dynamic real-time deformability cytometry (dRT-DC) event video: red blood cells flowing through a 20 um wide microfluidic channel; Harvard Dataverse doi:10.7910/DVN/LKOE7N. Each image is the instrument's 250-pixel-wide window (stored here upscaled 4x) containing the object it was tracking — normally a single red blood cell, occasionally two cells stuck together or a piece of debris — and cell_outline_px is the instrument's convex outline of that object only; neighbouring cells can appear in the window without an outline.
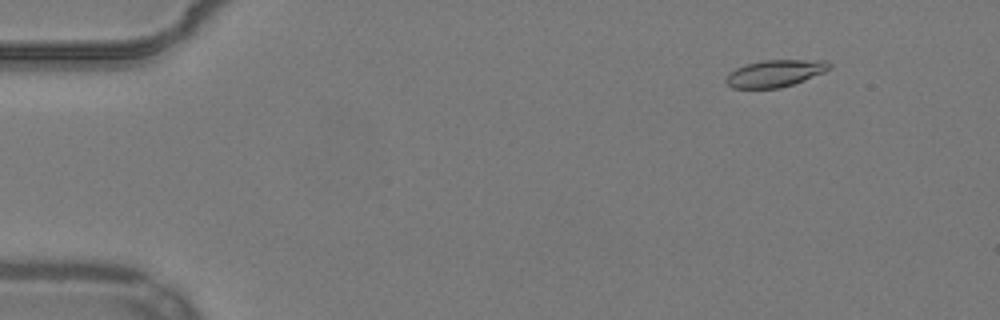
{"species": "common noctule bat (a hibernating species)", "species_latin": "Nyctalus noctula", "temperature_condition": "warm", "stored_images_in_passage": 55, "camera_frame_rate_fps": 3000, "um_per_image_px": 0.085, "animal": {"sex": "male", "body_mass_g": 19.2, "forearm_length_mm": 51.8}, "frame": {"image": 1, "passage_image": 7, "time_ms": 2.0, "image_size_px": [1000, 320], "cell_outline_px": [[832, 68], [824, 72], [804, 80], [780, 88], [732, 88], [724, 80], [728, 72], [744, 64], [764, 60], [824, 60], [832, 64]], "centroid_in_image_um": [65.87, 6.23], "position_along_channel_um": 19.1, "area_um2": 16.36}}
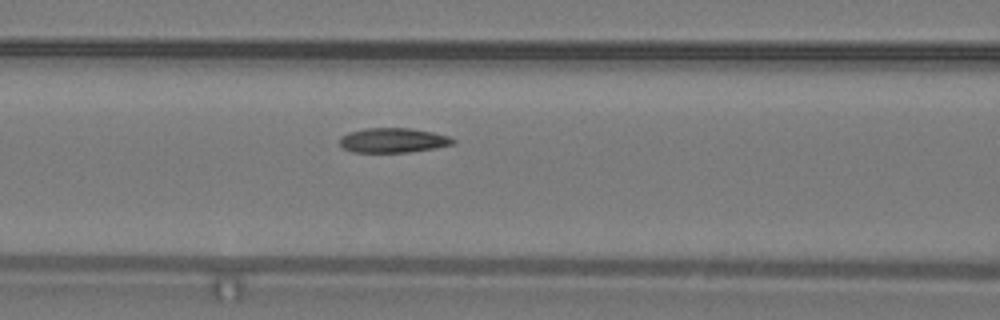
{"frame": {"image": 2, "passage_image": 24, "time_ms": 7.667, "image_size_px": [1000, 320], "cell_outline_px": [[456, 140], [452, 144], [436, 148], [408, 152], [352, 152], [344, 148], [340, 144], [340, 136], [348, 132], [364, 128], [412, 128], [432, 132], [448, 136]], "centroid_in_image_um": [33.39, 11.92], "position_along_channel_um": 133.2, "area_um2": 16.3}}
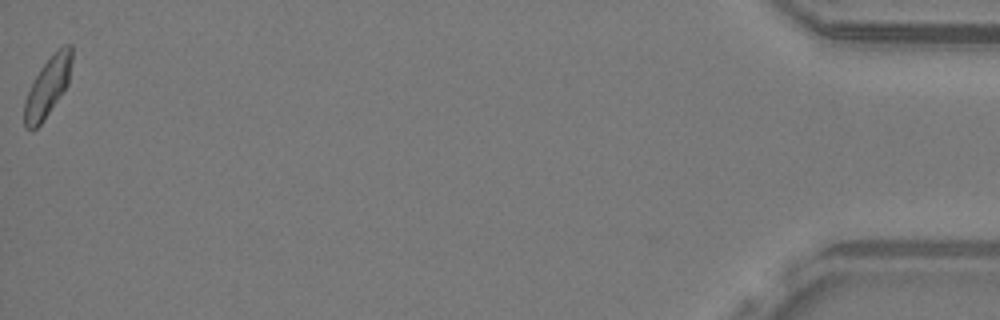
{"frame": {"image": 3, "passage_image": 55, "time_ms": 18.0, "image_size_px": [1000, 320], "cell_outline_px": [[72, 60], [68, 84], [44, 120], [32, 132], [24, 128], [24, 100], [40, 68], [52, 52], [56, 48], [64, 44], [72, 44]], "centroid_in_image_um": [4.05, 7.36], "position_along_channel_um": 431.1, "area_um2": 16.65}, "authors_computed_cell_mechanics": {"area_um2": 16.4152, "velocity_mm_per_s": 3.8536, "shape_relaxation_time_tau1_ms": 3.2713, "shape_relaxation_time_tau2_ms": 1.9246, "deformation_change_tau1": 0.1057, "deformation_change_tau2": 0.0574}}